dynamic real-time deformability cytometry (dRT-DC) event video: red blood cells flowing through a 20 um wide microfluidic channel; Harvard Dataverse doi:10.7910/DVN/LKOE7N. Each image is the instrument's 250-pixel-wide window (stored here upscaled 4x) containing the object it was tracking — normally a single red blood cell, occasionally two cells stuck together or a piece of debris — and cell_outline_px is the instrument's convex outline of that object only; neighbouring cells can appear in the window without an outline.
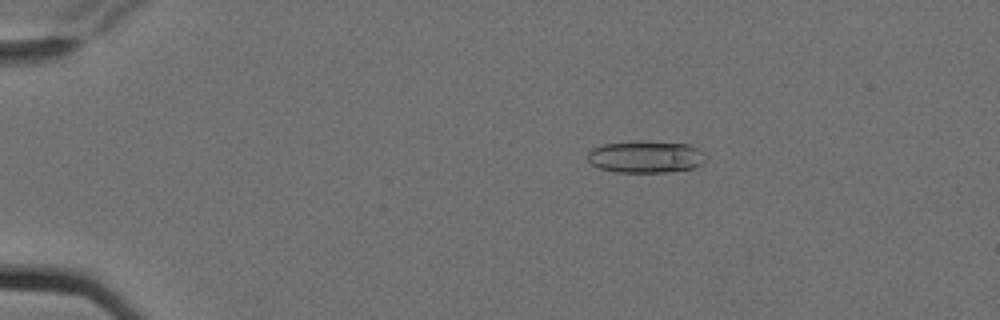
{"species": "Egyptian fruit bat (a non-hibernating species)", "species_latin": "Rousettus aegyptiacus", "temperature_condition": "cold", "stored_images_in_passage": 6, "camera_frame_rate_fps": 3000, "um_per_image_px": 0.085, "animal": {"sex": "female"}, "frame": {"image": 1, "passage_image": 3, "time_ms": 0.667, "image_size_px": [1000, 320], "cell_outline_px": [[700, 164], [692, 168], [668, 172], [616, 172], [600, 168], [592, 164], [588, 160], [588, 152], [592, 148], [604, 144], [644, 140], [688, 144], [696, 148]], "centroid_in_image_um": [54.76, 13.32], "position_along_channel_um": 30.2, "area_um2": 21.5}}